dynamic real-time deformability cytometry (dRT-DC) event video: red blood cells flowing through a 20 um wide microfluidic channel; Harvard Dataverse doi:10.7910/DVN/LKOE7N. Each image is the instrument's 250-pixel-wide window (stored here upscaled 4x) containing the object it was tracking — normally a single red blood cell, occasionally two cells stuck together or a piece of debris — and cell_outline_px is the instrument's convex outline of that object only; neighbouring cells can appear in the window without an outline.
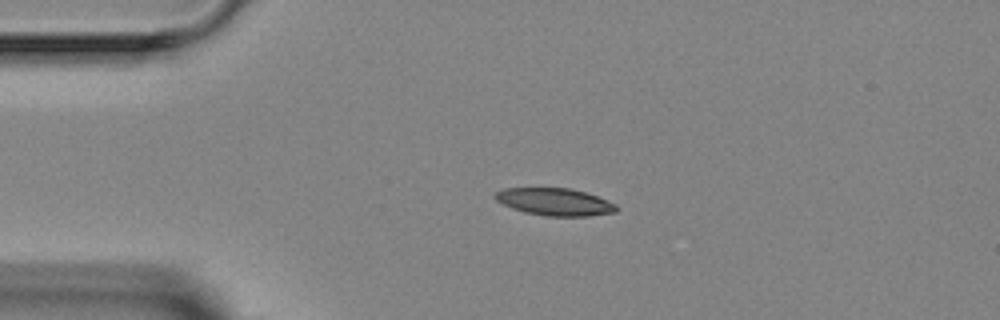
{"species": "Egyptian fruit bat (a non-hibernating species)", "species_latin": "Rousettus aegyptiacus", "temperature_condition": "room temperature", "stored_images_in_passage": 3, "camera_frame_rate_fps": 3000, "um_per_image_px": 0.085, "animal": {"sex": "female"}, "frame": {"image": 1, "passage_image": 3, "time_ms": 3.0, "image_size_px": [1000, 320], "cell_outline_px": [[616, 212], [588, 216], [548, 216], [524, 212], [512, 208], [496, 200], [492, 196], [496, 192], [504, 188], [568, 188], [584, 192], [596, 196], [616, 204]], "centroid_in_image_um": [47.12, 17.16], "position_along_channel_um": 37.9, "area_um2": 19.13}}